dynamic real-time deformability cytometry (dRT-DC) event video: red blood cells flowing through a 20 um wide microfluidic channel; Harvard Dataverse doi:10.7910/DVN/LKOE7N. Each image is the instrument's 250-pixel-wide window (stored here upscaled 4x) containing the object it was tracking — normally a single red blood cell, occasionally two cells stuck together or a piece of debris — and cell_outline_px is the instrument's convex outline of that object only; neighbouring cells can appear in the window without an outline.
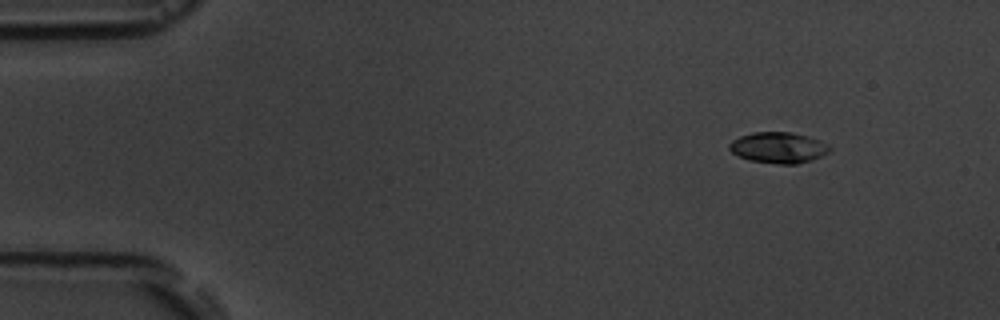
{"species": "common noctule bat (a hibernating species)", "species_latin": "Nyctalus noctula", "temperature_condition": "room temperature", "stored_images_in_passage": 6, "camera_frame_rate_fps": 3000, "um_per_image_px": 0.085, "animal": {"sex": "male", "body_mass_g": 19.5, "forearm_length_mm": 54.6}, "frame": {"image": 1, "passage_image": 2, "time_ms": 1.333, "image_size_px": [1000, 320], "cell_outline_px": [[832, 148], [828, 152], [812, 160], [796, 164], [776, 164], [748, 160], [732, 152], [728, 148], [728, 144], [732, 140], [740, 136], [752, 132], [792, 132], [808, 136], [820, 140], [828, 144]], "centroid_in_image_um": [66.16, 12.54], "position_along_channel_um": 18.8, "area_um2": 18.21}}
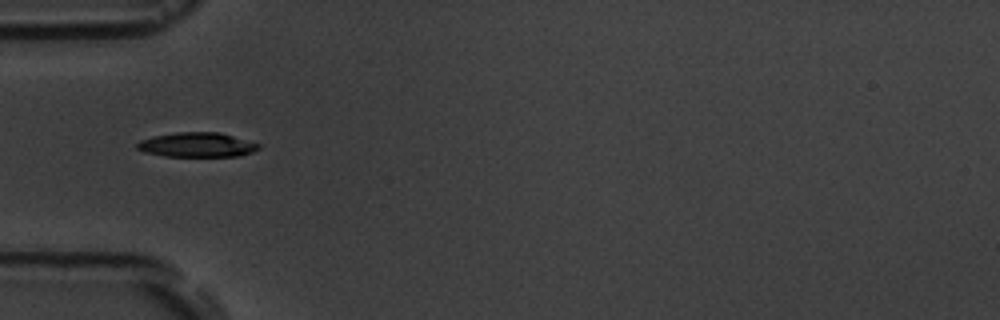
{"frame": {"image": 2, "passage_image": 5, "time_ms": 5.333, "image_size_px": [1000, 320], "cell_outline_px": [[260, 148], [252, 152], [240, 156], [164, 156], [144, 152], [136, 148], [136, 144], [140, 140], [152, 136], [176, 132], [220, 132], [260, 144]], "centroid_in_image_um": [16.73, 12.3], "position_along_channel_um": 68.3, "area_um2": 17.46}}
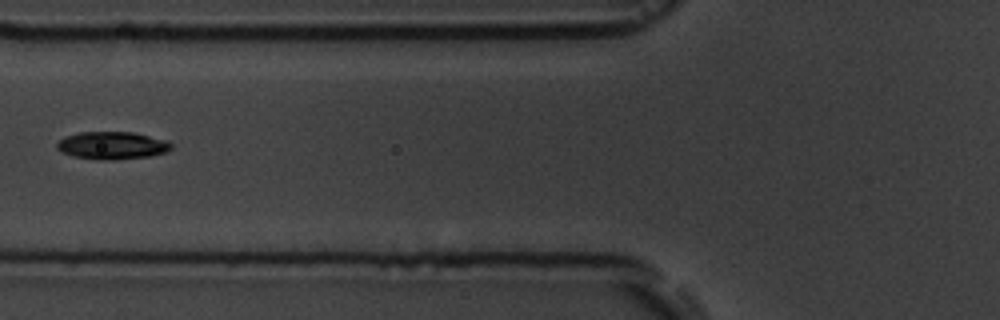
{"frame": {"image": 3, "passage_image": 6, "time_ms": 6.667, "image_size_px": [1000, 320], "cell_outline_px": [[172, 148], [164, 152], [152, 156], [116, 160], [108, 160], [72, 156], [60, 152], [56, 148], [56, 144], [64, 136], [80, 132], [132, 132], [168, 140], [172, 144]], "centroid_in_image_um": [9.53, 12.36], "position_along_channel_um": 116.3, "area_um2": 18.5}}